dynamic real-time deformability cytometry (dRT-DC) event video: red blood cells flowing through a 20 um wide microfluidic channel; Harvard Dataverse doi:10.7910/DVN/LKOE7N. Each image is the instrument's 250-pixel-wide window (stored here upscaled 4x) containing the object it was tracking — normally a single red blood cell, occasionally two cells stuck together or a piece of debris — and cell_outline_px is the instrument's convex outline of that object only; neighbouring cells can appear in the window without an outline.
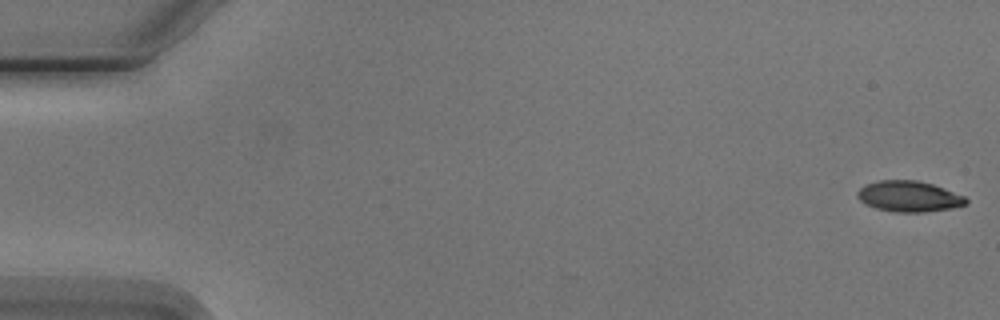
{"species": "Egyptian fruit bat (a non-hibernating species)", "species_latin": "Rousettus aegyptiacus", "temperature_condition": "cold", "stored_images_in_passage": 6, "camera_frame_rate_fps": 3000, "um_per_image_px": 0.085, "animal": {"sex": "male"}, "frame": {"image": 1, "passage_image": 1, "time_ms": 0.0, "image_size_px": [1000, 320], "cell_outline_px": [[968, 204], [952, 208], [924, 212], [896, 212], [876, 208], [860, 200], [856, 196], [856, 192], [864, 184], [880, 180], [916, 180], [932, 184], [944, 188], [964, 196], [968, 200]], "centroid_in_image_um": [77.26, 16.69], "position_along_channel_um": 7.7, "area_um2": 19.48}}
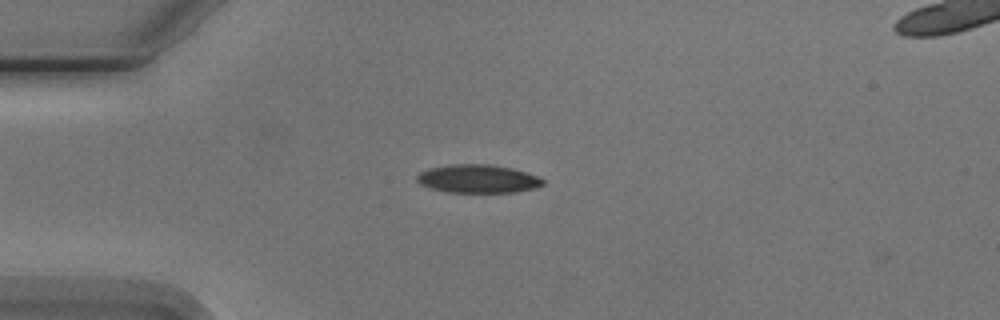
{"frame": {"image": 2, "passage_image": 4, "time_ms": 4.333, "image_size_px": [1000, 320], "cell_outline_px": [[544, 184], [532, 188], [516, 192], [448, 192], [432, 188], [420, 184], [416, 180], [416, 176], [420, 172], [428, 168], [448, 164], [492, 164], [512, 168], [536, 176], [544, 180]], "centroid_in_image_um": [40.58, 15.18], "position_along_channel_um": 44.4, "area_um2": 20.69}}
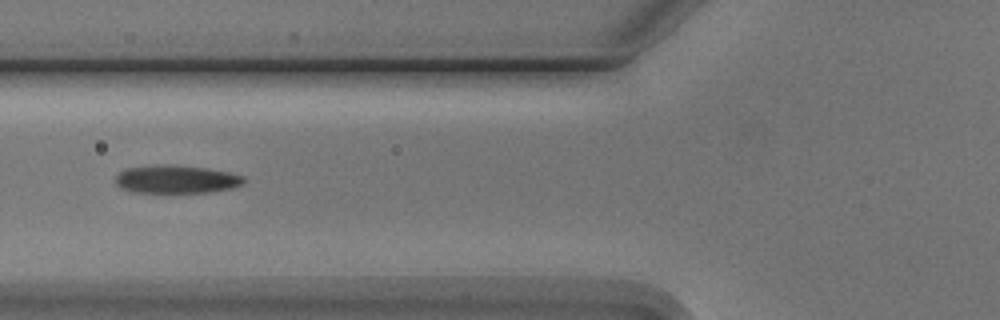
{"frame": {"image": 3, "passage_image": 6, "time_ms": 6.667, "image_size_px": [1000, 320], "cell_outline_px": [[244, 184], [232, 188], [212, 192], [136, 192], [120, 188], [116, 184], [116, 176], [124, 168], [156, 164], [176, 164], [208, 168], [228, 172], [244, 176]], "centroid_in_image_um": [14.99, 15.22], "position_along_channel_um": 110.8, "area_um2": 21.27}}